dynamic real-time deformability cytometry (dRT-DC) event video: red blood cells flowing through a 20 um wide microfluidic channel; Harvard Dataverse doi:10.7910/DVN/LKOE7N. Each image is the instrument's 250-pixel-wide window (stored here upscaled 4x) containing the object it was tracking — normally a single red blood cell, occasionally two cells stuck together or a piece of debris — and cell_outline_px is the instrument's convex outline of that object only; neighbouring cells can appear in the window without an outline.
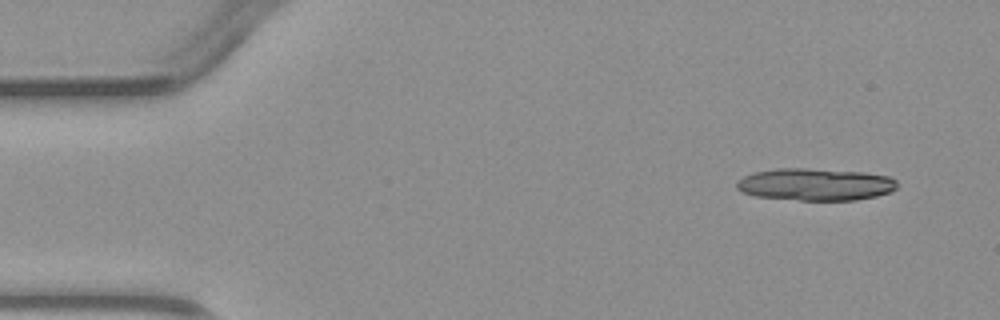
{"species": "common noctule bat (a hibernating species)", "species_latin": "Nyctalus noctula", "temperature_condition": "warm", "stored_images_in_passage": 3, "camera_frame_rate_fps": 3000, "um_per_image_px": 0.085, "animal": {"sex": "male", "body_mass_g": 23.1, "forearm_length_mm": 52.7}, "frame": {"image": 1, "passage_image": 1, "time_ms": 0.0, "image_size_px": [1000, 320], "cell_outline_px": [[896, 188], [892, 192], [876, 196], [856, 200], [800, 200], [756, 196], [740, 192], [736, 188], [736, 180], [752, 172], [776, 168], [804, 168], [864, 172], [888, 176], [896, 180]], "centroid_in_image_um": [69.27, 15.67], "position_along_channel_um": 15.7, "area_um2": 30.35}}